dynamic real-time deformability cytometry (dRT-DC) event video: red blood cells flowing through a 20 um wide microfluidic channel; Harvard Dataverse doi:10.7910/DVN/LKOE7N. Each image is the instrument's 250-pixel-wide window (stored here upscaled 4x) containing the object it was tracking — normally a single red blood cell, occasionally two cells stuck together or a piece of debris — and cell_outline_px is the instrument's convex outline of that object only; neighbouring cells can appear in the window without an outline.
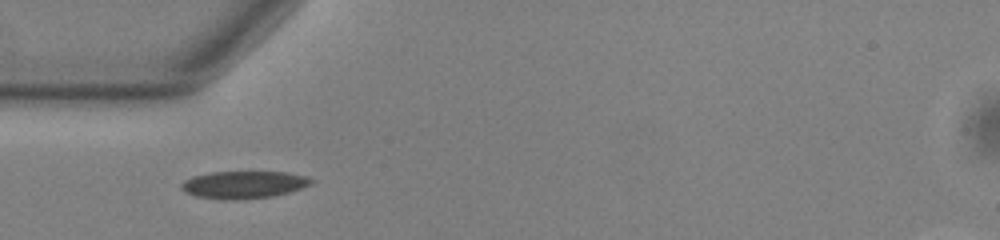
{"species": "common noctule bat (a hibernating species)", "species_latin": "Nyctalus noctula", "temperature_condition": "warm", "stored_images_in_passage": 38, "camera_frame_rate_fps": 3000, "um_per_image_px": 0.085, "animal": {"sex": "male", "body_mass_g": 13.0, "forearm_length_mm": 53.1}, "frame": {"image": 1, "passage_image": 1, "time_ms": 0.0, "image_size_px": [1000, 240], "cell_outline_px": [[312, 184], [288, 192], [272, 196], [240, 200], [224, 200], [196, 196], [184, 192], [180, 188], [180, 184], [184, 180], [192, 176], [208, 172], [288, 172], [304, 176], [312, 180]], "centroid_in_image_um": [20.64, 15.7], "position_along_channel_um": 64.4, "area_um2": 20.81}}
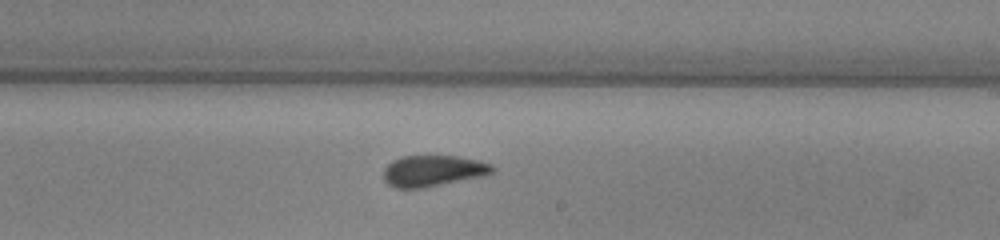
{"frame": {"image": 2, "passage_image": 16, "time_ms": 5.0, "image_size_px": [1000, 240], "cell_outline_px": [[496, 168], [492, 172], [480, 176], [424, 188], [396, 188], [388, 184], [384, 180], [384, 168], [392, 160], [404, 156], [456, 156], [476, 160], [492, 164]], "centroid_in_image_um": [36.77, 14.52], "position_along_channel_um": 252.2, "area_um2": 19.54}}
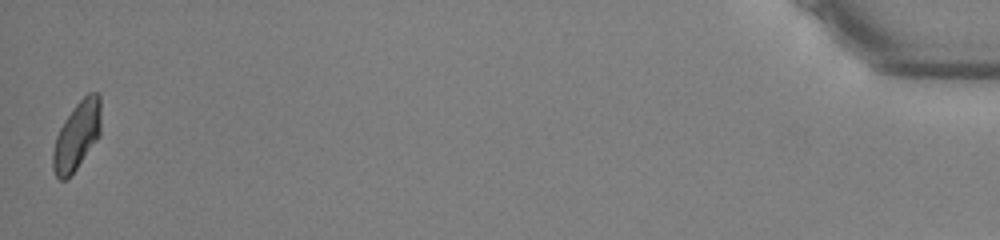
{"frame": {"image": 3, "passage_image": 38, "time_ms": 12.333, "image_size_px": [1000, 240], "cell_outline_px": [[100, 136], [76, 168], [64, 180], [60, 180], [56, 176], [52, 168], [52, 152], [56, 136], [64, 120], [76, 104], [88, 92], [96, 92], [100, 96]], "centroid_in_image_um": [6.52, 11.52], "position_along_channel_um": 428.7, "area_um2": 18.96}, "authors_computed_cell_mechanics": {"area_um2": 19.9699, "velocity_mm_per_s": 3.7771, "shape_relaxation_time_tau1_ms": 5.131, "shape_relaxation_time_tau2_ms": 1.6554, "deformation_change_tau1": 0.1188, "deformation_change_tau2": 0.0516}}